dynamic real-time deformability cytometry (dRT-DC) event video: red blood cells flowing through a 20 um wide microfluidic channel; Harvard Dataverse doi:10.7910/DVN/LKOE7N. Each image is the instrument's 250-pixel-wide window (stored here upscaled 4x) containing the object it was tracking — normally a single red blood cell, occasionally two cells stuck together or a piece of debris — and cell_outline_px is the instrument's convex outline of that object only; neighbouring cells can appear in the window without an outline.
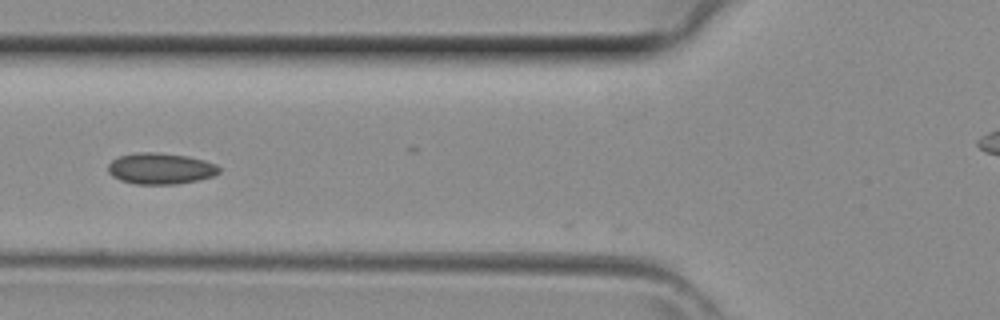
{"species": "common noctule bat (a hibernating species)", "species_latin": "Nyctalus noctula", "temperature_condition": "room temperature", "stored_images_in_passage": 25, "camera_frame_rate_fps": 3000, "um_per_image_px": 0.085, "animal": {"sex": "female", "body_mass_g": 29.2, "forearm_length_mm": 56.3}, "frame": {"image": 1, "passage_image": 2, "time_ms": 0.333, "image_size_px": [1000, 320], "cell_outline_px": [[220, 172], [212, 176], [196, 180], [176, 184], [136, 184], [120, 180], [112, 176], [108, 172], [108, 164], [112, 160], [120, 156], [136, 152], [160, 152], [188, 156], [204, 160], [216, 164], [220, 168]], "centroid_in_image_um": [13.63, 14.32], "position_along_channel_um": 112.2, "area_um2": 20.23}}
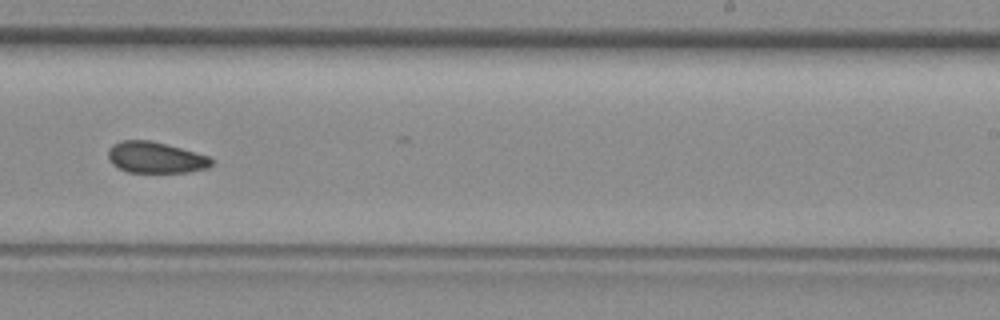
{"frame": {"image": 2, "passage_image": 12, "time_ms": 3.667, "image_size_px": [1000, 320], "cell_outline_px": [[212, 164], [208, 168], [188, 172], [128, 172], [112, 164], [108, 156], [108, 148], [112, 144], [120, 140], [152, 140], [208, 156], [212, 160]], "centroid_in_image_um": [13.19, 13.38], "position_along_channel_um": 275.8, "area_um2": 18.73}}
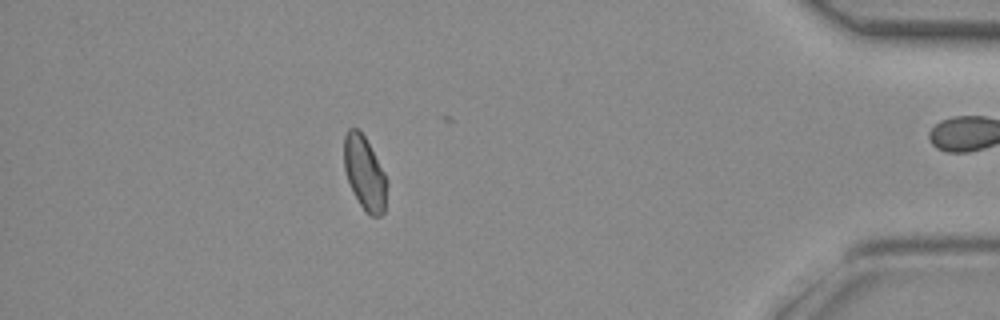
{"frame": {"image": 3, "passage_image": 23, "time_ms": 7.333, "image_size_px": [1000, 320], "cell_outline_px": [[388, 184], [384, 212], [380, 216], [372, 216], [360, 204], [348, 180], [344, 168], [344, 136], [348, 128], [356, 128], [364, 136], [384, 172], [388, 180]], "centroid_in_image_um": [31.01, 14.7], "position_along_channel_um": 404.2, "area_um2": 18.09}}